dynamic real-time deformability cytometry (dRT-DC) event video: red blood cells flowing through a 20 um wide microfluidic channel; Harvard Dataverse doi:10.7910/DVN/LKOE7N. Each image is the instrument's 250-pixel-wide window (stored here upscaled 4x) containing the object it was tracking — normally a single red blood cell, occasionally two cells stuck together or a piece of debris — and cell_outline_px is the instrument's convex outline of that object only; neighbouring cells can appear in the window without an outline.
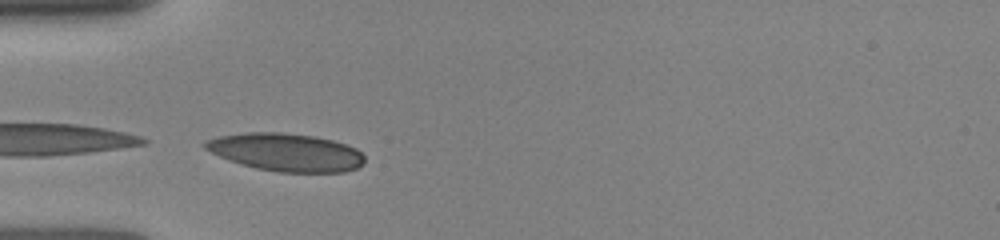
{"species": "human", "species_latin": "Homo sapiens", "temperature_condition": "room temperature", "stored_images_in_passage": 7, "camera_frame_rate_fps": 3000, "um_per_image_px": 0.085, "donor": {"sex": "female"}, "frame": {"image": 1, "passage_image": 1, "time_ms": 0.0, "image_size_px": [1000, 240], "cell_outline_px": [[364, 164], [356, 168], [344, 172], [280, 172], [256, 168], [220, 156], [204, 148], [200, 144], [204, 140], [220, 136], [248, 132], [280, 132], [312, 136], [332, 140], [356, 148], [364, 156]], "centroid_in_image_um": [24.31, 12.93], "position_along_channel_um": 60.7, "area_um2": 34.91}}
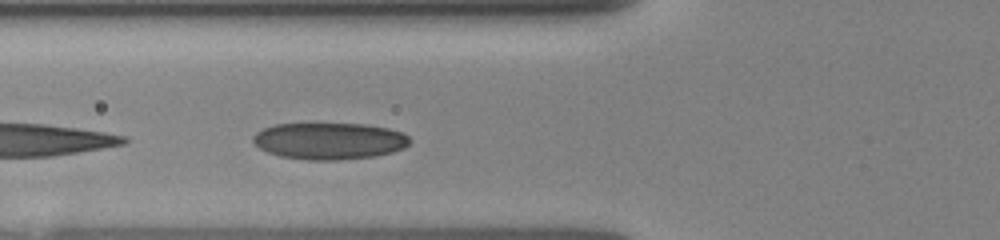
{"frame": {"image": 2, "passage_image": 5, "time_ms": 1.0, "image_size_px": [1000, 240], "cell_outline_px": [[408, 144], [404, 148], [392, 152], [372, 156], [336, 160], [308, 160], [280, 156], [268, 152], [260, 148], [252, 140], [252, 136], [256, 132], [264, 128], [276, 124], [364, 124], [388, 128], [400, 132], [408, 136]], "centroid_in_image_um": [27.96, 11.98], "position_along_channel_um": 97.8, "area_um2": 33.23}}